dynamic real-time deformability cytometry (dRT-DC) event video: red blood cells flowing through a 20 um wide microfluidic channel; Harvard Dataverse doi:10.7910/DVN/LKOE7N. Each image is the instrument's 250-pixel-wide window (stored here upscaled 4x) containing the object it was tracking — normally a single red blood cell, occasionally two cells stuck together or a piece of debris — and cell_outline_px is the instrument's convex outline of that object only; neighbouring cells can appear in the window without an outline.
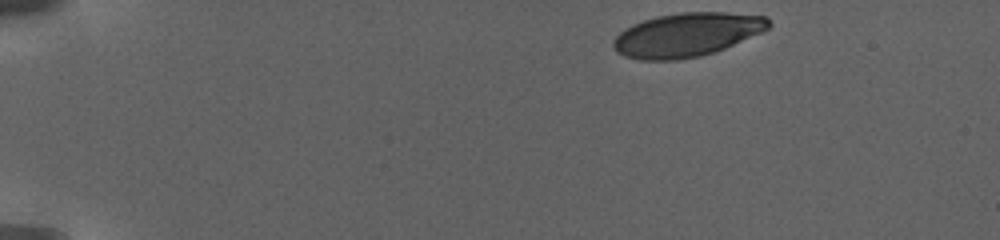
{"species": "human", "species_latin": "Homo sapiens", "temperature_condition": "warm", "stored_images_in_passage": 41, "camera_frame_rate_fps": 3000, "um_per_image_px": 0.085, "donor": {"sex": "female"}, "frame": {"image": 1, "passage_image": 1, "time_ms": 0.0, "image_size_px": [1000, 240], "cell_outline_px": [[772, 24], [768, 28], [760, 32], [724, 48], [700, 56], [676, 60], [640, 60], [624, 56], [616, 52], [612, 44], [612, 40], [624, 28], [632, 24], [656, 16], [680, 12], [724, 12], [768, 16]], "centroid_in_image_um": [58.34, 2.94], "position_along_channel_um": 26.7, "area_um2": 39.59}}
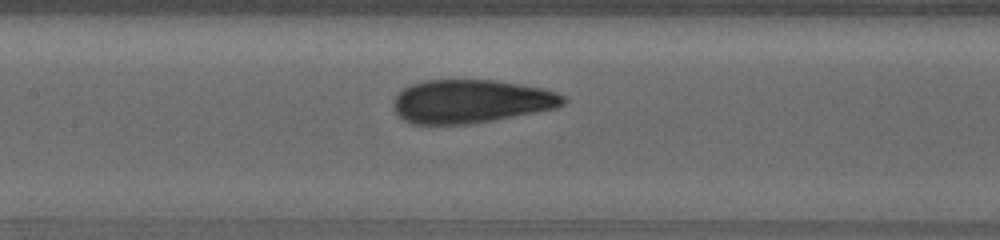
{"frame": {"image": 2, "passage_image": 19, "time_ms": 8.667, "image_size_px": [1000, 240], "cell_outline_px": [[564, 104], [556, 108], [492, 120], [468, 124], [412, 124], [404, 120], [392, 108], [392, 100], [396, 92], [408, 84], [424, 80], [496, 80], [544, 88], [556, 92], [564, 96]], "centroid_in_image_um": [39.96, 8.6], "position_along_channel_um": 167.4, "area_um2": 43.23}}
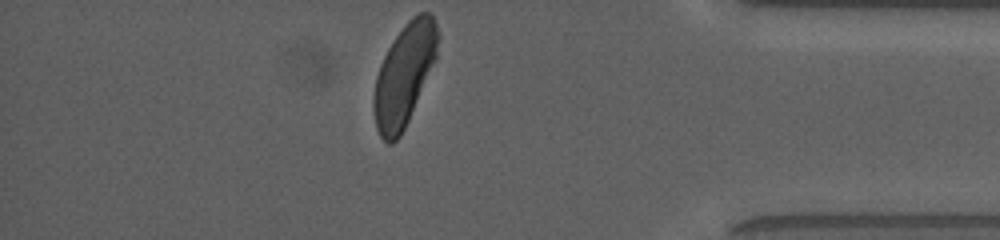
{"frame": {"image": 3, "passage_image": 41, "time_ms": 17.667, "image_size_px": [1000, 240], "cell_outline_px": [[440, 36], [436, 56], [408, 120], [400, 136], [392, 144], [388, 144], [380, 136], [376, 128], [372, 108], [372, 100], [376, 76], [380, 64], [388, 48], [404, 24], [412, 16], [420, 12], [432, 12], [440, 32]], "centroid_in_image_um": [34.34, 6.33], "position_along_channel_um": 400.9, "area_um2": 37.86}, "authors_computed_cell_mechanics": {"area_um2": 42.7142, "velocity_mm_per_s": 2.8752, "shape_relaxation_time_tau1_ms": 5.2867, "shape_relaxation_time_tau2_ms": 1.0679, "deformation_change_tau1": 0.1757, "deformation_change_tau2": 0.0685}}